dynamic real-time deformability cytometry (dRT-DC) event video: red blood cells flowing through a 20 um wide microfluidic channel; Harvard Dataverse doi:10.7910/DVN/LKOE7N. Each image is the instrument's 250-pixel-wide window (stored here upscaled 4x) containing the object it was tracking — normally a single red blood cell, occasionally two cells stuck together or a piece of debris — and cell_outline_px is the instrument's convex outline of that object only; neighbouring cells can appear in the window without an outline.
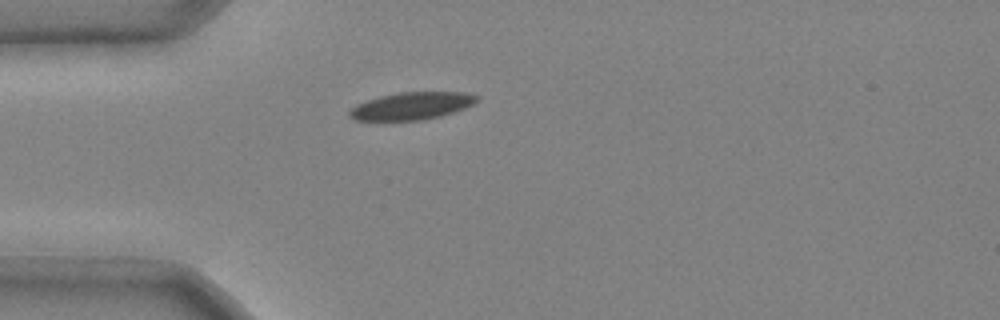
{"species": "common noctule bat (a hibernating species)", "species_latin": "Nyctalus noctula", "temperature_condition": "cold", "stored_images_in_passage": 1, "camera_frame_rate_fps": 3000, "um_per_image_px": 0.085, "animal": {"sex": "male", "body_mass_g": 20.4}, "frame": {"image": 1, "passage_image": 1, "time_ms": 0.0, "image_size_px": [1000, 320], "cell_outline_px": [[480, 100], [464, 108], [440, 116], [424, 120], [356, 120], [348, 116], [348, 112], [356, 104], [380, 96], [400, 92], [464, 92], [480, 96]], "centroid_in_image_um": [35.01, 9.0], "position_along_channel_um": 50.0, "area_um2": 20.29}}